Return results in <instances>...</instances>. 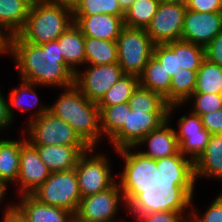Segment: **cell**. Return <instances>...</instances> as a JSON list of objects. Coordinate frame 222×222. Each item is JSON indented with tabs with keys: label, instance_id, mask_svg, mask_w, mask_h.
I'll use <instances>...</instances> for the list:
<instances>
[{
	"label": "cell",
	"instance_id": "cell-1",
	"mask_svg": "<svg viewBox=\"0 0 222 222\" xmlns=\"http://www.w3.org/2000/svg\"><path fill=\"white\" fill-rule=\"evenodd\" d=\"M180 105H169L168 120L137 145L147 143L148 151L125 156V171L140 186L182 185L188 176L190 166L180 154L176 131L168 126L170 113Z\"/></svg>",
	"mask_w": 222,
	"mask_h": 222
},
{
	"label": "cell",
	"instance_id": "cell-2",
	"mask_svg": "<svg viewBox=\"0 0 222 222\" xmlns=\"http://www.w3.org/2000/svg\"><path fill=\"white\" fill-rule=\"evenodd\" d=\"M58 41L36 45L18 34L8 38V51L14 57L21 79L36 85L70 87L74 74L65 64Z\"/></svg>",
	"mask_w": 222,
	"mask_h": 222
},
{
	"label": "cell",
	"instance_id": "cell-3",
	"mask_svg": "<svg viewBox=\"0 0 222 222\" xmlns=\"http://www.w3.org/2000/svg\"><path fill=\"white\" fill-rule=\"evenodd\" d=\"M193 193L194 188L181 185L140 186L128 210L139 222H189L182 213L191 205Z\"/></svg>",
	"mask_w": 222,
	"mask_h": 222
},
{
	"label": "cell",
	"instance_id": "cell-4",
	"mask_svg": "<svg viewBox=\"0 0 222 222\" xmlns=\"http://www.w3.org/2000/svg\"><path fill=\"white\" fill-rule=\"evenodd\" d=\"M49 112L69 124L90 148L99 142L102 136L100 108L75 85L66 87L55 104L49 106Z\"/></svg>",
	"mask_w": 222,
	"mask_h": 222
},
{
	"label": "cell",
	"instance_id": "cell-5",
	"mask_svg": "<svg viewBox=\"0 0 222 222\" xmlns=\"http://www.w3.org/2000/svg\"><path fill=\"white\" fill-rule=\"evenodd\" d=\"M73 23L71 10L44 0H33L26 23L18 35L26 42L43 45L56 41Z\"/></svg>",
	"mask_w": 222,
	"mask_h": 222
},
{
	"label": "cell",
	"instance_id": "cell-6",
	"mask_svg": "<svg viewBox=\"0 0 222 222\" xmlns=\"http://www.w3.org/2000/svg\"><path fill=\"white\" fill-rule=\"evenodd\" d=\"M120 177L119 184L115 182L102 192L82 197L75 217L85 222H116L114 218L119 208V202L122 200L125 207L130 208L133 194L140 187L125 171V166Z\"/></svg>",
	"mask_w": 222,
	"mask_h": 222
},
{
	"label": "cell",
	"instance_id": "cell-7",
	"mask_svg": "<svg viewBox=\"0 0 222 222\" xmlns=\"http://www.w3.org/2000/svg\"><path fill=\"white\" fill-rule=\"evenodd\" d=\"M33 117L27 125L32 145H87L69 124L49 112L48 105L39 107Z\"/></svg>",
	"mask_w": 222,
	"mask_h": 222
},
{
	"label": "cell",
	"instance_id": "cell-8",
	"mask_svg": "<svg viewBox=\"0 0 222 222\" xmlns=\"http://www.w3.org/2000/svg\"><path fill=\"white\" fill-rule=\"evenodd\" d=\"M117 42L118 64L124 74L139 77L153 56L155 43L145 29L124 26Z\"/></svg>",
	"mask_w": 222,
	"mask_h": 222
},
{
	"label": "cell",
	"instance_id": "cell-9",
	"mask_svg": "<svg viewBox=\"0 0 222 222\" xmlns=\"http://www.w3.org/2000/svg\"><path fill=\"white\" fill-rule=\"evenodd\" d=\"M31 195L39 202L76 213L81 195L75 168L52 172Z\"/></svg>",
	"mask_w": 222,
	"mask_h": 222
},
{
	"label": "cell",
	"instance_id": "cell-10",
	"mask_svg": "<svg viewBox=\"0 0 222 222\" xmlns=\"http://www.w3.org/2000/svg\"><path fill=\"white\" fill-rule=\"evenodd\" d=\"M168 120V112H148L127 110V118L122 129L110 140L115 150L125 156L137 147L151 131L158 129Z\"/></svg>",
	"mask_w": 222,
	"mask_h": 222
},
{
	"label": "cell",
	"instance_id": "cell-11",
	"mask_svg": "<svg viewBox=\"0 0 222 222\" xmlns=\"http://www.w3.org/2000/svg\"><path fill=\"white\" fill-rule=\"evenodd\" d=\"M94 148L84 152L75 167L81 197H87L110 188L117 178L111 174L108 158L103 154L91 155ZM88 157V158H87Z\"/></svg>",
	"mask_w": 222,
	"mask_h": 222
},
{
	"label": "cell",
	"instance_id": "cell-12",
	"mask_svg": "<svg viewBox=\"0 0 222 222\" xmlns=\"http://www.w3.org/2000/svg\"><path fill=\"white\" fill-rule=\"evenodd\" d=\"M84 73L76 71L74 85L90 101L98 103L105 93L122 77L124 72L118 63L111 65H88Z\"/></svg>",
	"mask_w": 222,
	"mask_h": 222
},
{
	"label": "cell",
	"instance_id": "cell-13",
	"mask_svg": "<svg viewBox=\"0 0 222 222\" xmlns=\"http://www.w3.org/2000/svg\"><path fill=\"white\" fill-rule=\"evenodd\" d=\"M186 6L160 3L146 32L155 44L181 39Z\"/></svg>",
	"mask_w": 222,
	"mask_h": 222
},
{
	"label": "cell",
	"instance_id": "cell-14",
	"mask_svg": "<svg viewBox=\"0 0 222 222\" xmlns=\"http://www.w3.org/2000/svg\"><path fill=\"white\" fill-rule=\"evenodd\" d=\"M189 116L184 115L178 120L177 124L180 130L176 131V137L180 154L190 166L205 151L212 134L203 127L199 115L190 112ZM186 154H188L189 158L186 157Z\"/></svg>",
	"mask_w": 222,
	"mask_h": 222
},
{
	"label": "cell",
	"instance_id": "cell-15",
	"mask_svg": "<svg viewBox=\"0 0 222 222\" xmlns=\"http://www.w3.org/2000/svg\"><path fill=\"white\" fill-rule=\"evenodd\" d=\"M222 30V12H196L186 9L181 40L206 48Z\"/></svg>",
	"mask_w": 222,
	"mask_h": 222
},
{
	"label": "cell",
	"instance_id": "cell-16",
	"mask_svg": "<svg viewBox=\"0 0 222 222\" xmlns=\"http://www.w3.org/2000/svg\"><path fill=\"white\" fill-rule=\"evenodd\" d=\"M19 162L20 170L16 183H20V195L31 194L49 178L51 172L27 139L21 144Z\"/></svg>",
	"mask_w": 222,
	"mask_h": 222
},
{
	"label": "cell",
	"instance_id": "cell-17",
	"mask_svg": "<svg viewBox=\"0 0 222 222\" xmlns=\"http://www.w3.org/2000/svg\"><path fill=\"white\" fill-rule=\"evenodd\" d=\"M201 176L222 179V134L211 135L205 151L190 165L188 176L181 186L194 188L196 179Z\"/></svg>",
	"mask_w": 222,
	"mask_h": 222
},
{
	"label": "cell",
	"instance_id": "cell-18",
	"mask_svg": "<svg viewBox=\"0 0 222 222\" xmlns=\"http://www.w3.org/2000/svg\"><path fill=\"white\" fill-rule=\"evenodd\" d=\"M49 171L60 172L74 169L88 145H33Z\"/></svg>",
	"mask_w": 222,
	"mask_h": 222
},
{
	"label": "cell",
	"instance_id": "cell-19",
	"mask_svg": "<svg viewBox=\"0 0 222 222\" xmlns=\"http://www.w3.org/2000/svg\"><path fill=\"white\" fill-rule=\"evenodd\" d=\"M85 37L116 41L124 27V19L110 14L73 16Z\"/></svg>",
	"mask_w": 222,
	"mask_h": 222
},
{
	"label": "cell",
	"instance_id": "cell-20",
	"mask_svg": "<svg viewBox=\"0 0 222 222\" xmlns=\"http://www.w3.org/2000/svg\"><path fill=\"white\" fill-rule=\"evenodd\" d=\"M21 196V203L15 206L29 222H73L75 214L71 211L41 203L31 194Z\"/></svg>",
	"mask_w": 222,
	"mask_h": 222
},
{
	"label": "cell",
	"instance_id": "cell-21",
	"mask_svg": "<svg viewBox=\"0 0 222 222\" xmlns=\"http://www.w3.org/2000/svg\"><path fill=\"white\" fill-rule=\"evenodd\" d=\"M32 2L33 0H0V31L6 30L4 34L7 38L17 35L23 29Z\"/></svg>",
	"mask_w": 222,
	"mask_h": 222
},
{
	"label": "cell",
	"instance_id": "cell-22",
	"mask_svg": "<svg viewBox=\"0 0 222 222\" xmlns=\"http://www.w3.org/2000/svg\"><path fill=\"white\" fill-rule=\"evenodd\" d=\"M65 64L73 73L77 65L85 63V36L80 28L73 23L57 39ZM75 66V67H74Z\"/></svg>",
	"mask_w": 222,
	"mask_h": 222
},
{
	"label": "cell",
	"instance_id": "cell-23",
	"mask_svg": "<svg viewBox=\"0 0 222 222\" xmlns=\"http://www.w3.org/2000/svg\"><path fill=\"white\" fill-rule=\"evenodd\" d=\"M170 83L171 76L166 73L161 63L152 56L139 76V86L161 94L170 105Z\"/></svg>",
	"mask_w": 222,
	"mask_h": 222
},
{
	"label": "cell",
	"instance_id": "cell-24",
	"mask_svg": "<svg viewBox=\"0 0 222 222\" xmlns=\"http://www.w3.org/2000/svg\"><path fill=\"white\" fill-rule=\"evenodd\" d=\"M115 63H118L116 41L85 37V64L111 65Z\"/></svg>",
	"mask_w": 222,
	"mask_h": 222
},
{
	"label": "cell",
	"instance_id": "cell-25",
	"mask_svg": "<svg viewBox=\"0 0 222 222\" xmlns=\"http://www.w3.org/2000/svg\"><path fill=\"white\" fill-rule=\"evenodd\" d=\"M21 140L0 139V178L6 183L16 182L20 170Z\"/></svg>",
	"mask_w": 222,
	"mask_h": 222
},
{
	"label": "cell",
	"instance_id": "cell-26",
	"mask_svg": "<svg viewBox=\"0 0 222 222\" xmlns=\"http://www.w3.org/2000/svg\"><path fill=\"white\" fill-rule=\"evenodd\" d=\"M222 89V67L206 57L197 70L194 93L219 94Z\"/></svg>",
	"mask_w": 222,
	"mask_h": 222
},
{
	"label": "cell",
	"instance_id": "cell-27",
	"mask_svg": "<svg viewBox=\"0 0 222 222\" xmlns=\"http://www.w3.org/2000/svg\"><path fill=\"white\" fill-rule=\"evenodd\" d=\"M159 5V0H135L125 13L124 26L146 30Z\"/></svg>",
	"mask_w": 222,
	"mask_h": 222
},
{
	"label": "cell",
	"instance_id": "cell-28",
	"mask_svg": "<svg viewBox=\"0 0 222 222\" xmlns=\"http://www.w3.org/2000/svg\"><path fill=\"white\" fill-rule=\"evenodd\" d=\"M197 70H188L181 68L171 78L170 83V105L184 104L190 100L196 87ZM187 100V101H186Z\"/></svg>",
	"mask_w": 222,
	"mask_h": 222
},
{
	"label": "cell",
	"instance_id": "cell-29",
	"mask_svg": "<svg viewBox=\"0 0 222 222\" xmlns=\"http://www.w3.org/2000/svg\"><path fill=\"white\" fill-rule=\"evenodd\" d=\"M100 108L101 132L111 140L123 127L127 118L129 103L124 102L114 106H98Z\"/></svg>",
	"mask_w": 222,
	"mask_h": 222
},
{
	"label": "cell",
	"instance_id": "cell-30",
	"mask_svg": "<svg viewBox=\"0 0 222 222\" xmlns=\"http://www.w3.org/2000/svg\"><path fill=\"white\" fill-rule=\"evenodd\" d=\"M130 109L133 111L168 112L169 104L165 98L151 90L138 86L128 100Z\"/></svg>",
	"mask_w": 222,
	"mask_h": 222
},
{
	"label": "cell",
	"instance_id": "cell-31",
	"mask_svg": "<svg viewBox=\"0 0 222 222\" xmlns=\"http://www.w3.org/2000/svg\"><path fill=\"white\" fill-rule=\"evenodd\" d=\"M139 86V77L125 74L122 76L97 103L98 106H114L128 102Z\"/></svg>",
	"mask_w": 222,
	"mask_h": 222
},
{
	"label": "cell",
	"instance_id": "cell-32",
	"mask_svg": "<svg viewBox=\"0 0 222 222\" xmlns=\"http://www.w3.org/2000/svg\"><path fill=\"white\" fill-rule=\"evenodd\" d=\"M110 14L124 19L125 12L121 9L118 0H81L73 12V16H91Z\"/></svg>",
	"mask_w": 222,
	"mask_h": 222
},
{
	"label": "cell",
	"instance_id": "cell-33",
	"mask_svg": "<svg viewBox=\"0 0 222 222\" xmlns=\"http://www.w3.org/2000/svg\"><path fill=\"white\" fill-rule=\"evenodd\" d=\"M205 58V48L188 41L178 40L179 72L181 68L198 70Z\"/></svg>",
	"mask_w": 222,
	"mask_h": 222
},
{
	"label": "cell",
	"instance_id": "cell-34",
	"mask_svg": "<svg viewBox=\"0 0 222 222\" xmlns=\"http://www.w3.org/2000/svg\"><path fill=\"white\" fill-rule=\"evenodd\" d=\"M153 56L161 63L171 78L176 73H179L178 40L165 44H155Z\"/></svg>",
	"mask_w": 222,
	"mask_h": 222
},
{
	"label": "cell",
	"instance_id": "cell-35",
	"mask_svg": "<svg viewBox=\"0 0 222 222\" xmlns=\"http://www.w3.org/2000/svg\"><path fill=\"white\" fill-rule=\"evenodd\" d=\"M35 86L37 85L34 83L22 80L21 87L15 88L12 90L10 94V103L9 102L7 103L9 115L11 116L12 119L14 117V113H13L14 111L12 109L13 106L19 108L22 111L23 110L28 111V109L36 107V105L38 104L39 98L37 96V93L33 90L34 89L33 87ZM29 94L32 97L31 99H34V100H30V101L24 100V96L25 95L28 96Z\"/></svg>",
	"mask_w": 222,
	"mask_h": 222
},
{
	"label": "cell",
	"instance_id": "cell-36",
	"mask_svg": "<svg viewBox=\"0 0 222 222\" xmlns=\"http://www.w3.org/2000/svg\"><path fill=\"white\" fill-rule=\"evenodd\" d=\"M194 99L192 112L201 116L222 109V101L219 94L193 93L190 98Z\"/></svg>",
	"mask_w": 222,
	"mask_h": 222
},
{
	"label": "cell",
	"instance_id": "cell-37",
	"mask_svg": "<svg viewBox=\"0 0 222 222\" xmlns=\"http://www.w3.org/2000/svg\"><path fill=\"white\" fill-rule=\"evenodd\" d=\"M192 210V216H189V222H222V192L219 196L213 200L204 216L200 218L198 212L195 213Z\"/></svg>",
	"mask_w": 222,
	"mask_h": 222
},
{
	"label": "cell",
	"instance_id": "cell-38",
	"mask_svg": "<svg viewBox=\"0 0 222 222\" xmlns=\"http://www.w3.org/2000/svg\"><path fill=\"white\" fill-rule=\"evenodd\" d=\"M186 9L196 12H222V0H189Z\"/></svg>",
	"mask_w": 222,
	"mask_h": 222
},
{
	"label": "cell",
	"instance_id": "cell-39",
	"mask_svg": "<svg viewBox=\"0 0 222 222\" xmlns=\"http://www.w3.org/2000/svg\"><path fill=\"white\" fill-rule=\"evenodd\" d=\"M203 127L212 135L222 134V109L201 115Z\"/></svg>",
	"mask_w": 222,
	"mask_h": 222
},
{
	"label": "cell",
	"instance_id": "cell-40",
	"mask_svg": "<svg viewBox=\"0 0 222 222\" xmlns=\"http://www.w3.org/2000/svg\"><path fill=\"white\" fill-rule=\"evenodd\" d=\"M205 57L222 67V30L205 48Z\"/></svg>",
	"mask_w": 222,
	"mask_h": 222
},
{
	"label": "cell",
	"instance_id": "cell-41",
	"mask_svg": "<svg viewBox=\"0 0 222 222\" xmlns=\"http://www.w3.org/2000/svg\"><path fill=\"white\" fill-rule=\"evenodd\" d=\"M4 212L3 222H29L25 215L14 204H10Z\"/></svg>",
	"mask_w": 222,
	"mask_h": 222
},
{
	"label": "cell",
	"instance_id": "cell-42",
	"mask_svg": "<svg viewBox=\"0 0 222 222\" xmlns=\"http://www.w3.org/2000/svg\"><path fill=\"white\" fill-rule=\"evenodd\" d=\"M8 101L2 93L0 92V130L2 128H6L12 124L13 119L9 115V110H8Z\"/></svg>",
	"mask_w": 222,
	"mask_h": 222
},
{
	"label": "cell",
	"instance_id": "cell-43",
	"mask_svg": "<svg viewBox=\"0 0 222 222\" xmlns=\"http://www.w3.org/2000/svg\"><path fill=\"white\" fill-rule=\"evenodd\" d=\"M50 4L58 5L71 10L72 12L78 7L81 0H44Z\"/></svg>",
	"mask_w": 222,
	"mask_h": 222
},
{
	"label": "cell",
	"instance_id": "cell-44",
	"mask_svg": "<svg viewBox=\"0 0 222 222\" xmlns=\"http://www.w3.org/2000/svg\"><path fill=\"white\" fill-rule=\"evenodd\" d=\"M8 51V38L4 34V32L0 31V54H3V52L7 53Z\"/></svg>",
	"mask_w": 222,
	"mask_h": 222
},
{
	"label": "cell",
	"instance_id": "cell-45",
	"mask_svg": "<svg viewBox=\"0 0 222 222\" xmlns=\"http://www.w3.org/2000/svg\"><path fill=\"white\" fill-rule=\"evenodd\" d=\"M135 0H118L121 9L126 13Z\"/></svg>",
	"mask_w": 222,
	"mask_h": 222
},
{
	"label": "cell",
	"instance_id": "cell-46",
	"mask_svg": "<svg viewBox=\"0 0 222 222\" xmlns=\"http://www.w3.org/2000/svg\"><path fill=\"white\" fill-rule=\"evenodd\" d=\"M160 3L179 4L186 6L189 0H159Z\"/></svg>",
	"mask_w": 222,
	"mask_h": 222
},
{
	"label": "cell",
	"instance_id": "cell-47",
	"mask_svg": "<svg viewBox=\"0 0 222 222\" xmlns=\"http://www.w3.org/2000/svg\"><path fill=\"white\" fill-rule=\"evenodd\" d=\"M7 187H8L7 183L3 179L0 178V201H2L1 199H3V197L5 196L4 193H6L5 191H7L6 190Z\"/></svg>",
	"mask_w": 222,
	"mask_h": 222
},
{
	"label": "cell",
	"instance_id": "cell-48",
	"mask_svg": "<svg viewBox=\"0 0 222 222\" xmlns=\"http://www.w3.org/2000/svg\"><path fill=\"white\" fill-rule=\"evenodd\" d=\"M73 222H85V221H81V220L77 219L76 217H74Z\"/></svg>",
	"mask_w": 222,
	"mask_h": 222
},
{
	"label": "cell",
	"instance_id": "cell-49",
	"mask_svg": "<svg viewBox=\"0 0 222 222\" xmlns=\"http://www.w3.org/2000/svg\"><path fill=\"white\" fill-rule=\"evenodd\" d=\"M219 97H220V99H221V101H222V89H221V91L219 92Z\"/></svg>",
	"mask_w": 222,
	"mask_h": 222
}]
</instances>
